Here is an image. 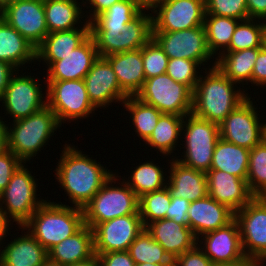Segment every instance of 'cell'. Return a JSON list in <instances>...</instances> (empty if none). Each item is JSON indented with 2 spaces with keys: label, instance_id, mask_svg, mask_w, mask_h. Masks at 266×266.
I'll return each instance as SVG.
<instances>
[{
  "label": "cell",
  "instance_id": "6da1fadb",
  "mask_svg": "<svg viewBox=\"0 0 266 266\" xmlns=\"http://www.w3.org/2000/svg\"><path fill=\"white\" fill-rule=\"evenodd\" d=\"M63 146L55 169L56 180L72 206L83 209L114 173L76 146Z\"/></svg>",
  "mask_w": 266,
  "mask_h": 266
},
{
  "label": "cell",
  "instance_id": "7a4b0ae2",
  "mask_svg": "<svg viewBox=\"0 0 266 266\" xmlns=\"http://www.w3.org/2000/svg\"><path fill=\"white\" fill-rule=\"evenodd\" d=\"M212 64V67L210 65L208 68L203 67L206 76L200 74L193 91L192 114L219 125L249 97V93L245 92L247 88L244 90L238 87L236 82L227 78L215 66V62L212 61Z\"/></svg>",
  "mask_w": 266,
  "mask_h": 266
},
{
  "label": "cell",
  "instance_id": "3957f363",
  "mask_svg": "<svg viewBox=\"0 0 266 266\" xmlns=\"http://www.w3.org/2000/svg\"><path fill=\"white\" fill-rule=\"evenodd\" d=\"M60 203L46 200L23 226H18L27 230L47 251L84 225L82 208Z\"/></svg>",
  "mask_w": 266,
  "mask_h": 266
},
{
  "label": "cell",
  "instance_id": "277c9868",
  "mask_svg": "<svg viewBox=\"0 0 266 266\" xmlns=\"http://www.w3.org/2000/svg\"><path fill=\"white\" fill-rule=\"evenodd\" d=\"M11 126L7 124L8 149L23 163L36 157L61 127L56 114L48 106L27 118L13 121Z\"/></svg>",
  "mask_w": 266,
  "mask_h": 266
},
{
  "label": "cell",
  "instance_id": "5b68a950",
  "mask_svg": "<svg viewBox=\"0 0 266 266\" xmlns=\"http://www.w3.org/2000/svg\"><path fill=\"white\" fill-rule=\"evenodd\" d=\"M117 177L120 176L115 173L83 208L84 224L91 229L120 216L140 215L139 197L124 182V177L120 179L122 185L116 182Z\"/></svg>",
  "mask_w": 266,
  "mask_h": 266
},
{
  "label": "cell",
  "instance_id": "8992f818",
  "mask_svg": "<svg viewBox=\"0 0 266 266\" xmlns=\"http://www.w3.org/2000/svg\"><path fill=\"white\" fill-rule=\"evenodd\" d=\"M182 135L185 136L181 138L185 139L182 141L184 143L180 144L185 145L181 156L184 159L179 156L174 158L187 167L207 173L216 142L220 138L219 125L189 114L184 116Z\"/></svg>",
  "mask_w": 266,
  "mask_h": 266
},
{
  "label": "cell",
  "instance_id": "52a82bcc",
  "mask_svg": "<svg viewBox=\"0 0 266 266\" xmlns=\"http://www.w3.org/2000/svg\"><path fill=\"white\" fill-rule=\"evenodd\" d=\"M135 97L161 113L179 116L192 114L193 91L166 73L146 79Z\"/></svg>",
  "mask_w": 266,
  "mask_h": 266
},
{
  "label": "cell",
  "instance_id": "ba28073f",
  "mask_svg": "<svg viewBox=\"0 0 266 266\" xmlns=\"http://www.w3.org/2000/svg\"><path fill=\"white\" fill-rule=\"evenodd\" d=\"M25 164L18 167L7 187L0 194V203L7 218L18 226H23L46 201L42 197L41 199L37 197L39 196L36 192L38 179H34L35 176Z\"/></svg>",
  "mask_w": 266,
  "mask_h": 266
},
{
  "label": "cell",
  "instance_id": "9c48e42d",
  "mask_svg": "<svg viewBox=\"0 0 266 266\" xmlns=\"http://www.w3.org/2000/svg\"><path fill=\"white\" fill-rule=\"evenodd\" d=\"M47 106L62 123L85 119L97 110L90 102L83 79L45 81Z\"/></svg>",
  "mask_w": 266,
  "mask_h": 266
},
{
  "label": "cell",
  "instance_id": "30bf717a",
  "mask_svg": "<svg viewBox=\"0 0 266 266\" xmlns=\"http://www.w3.org/2000/svg\"><path fill=\"white\" fill-rule=\"evenodd\" d=\"M251 99L249 95L219 124L220 138L249 150L266 138V122L260 123L258 108Z\"/></svg>",
  "mask_w": 266,
  "mask_h": 266
},
{
  "label": "cell",
  "instance_id": "8fae6325",
  "mask_svg": "<svg viewBox=\"0 0 266 266\" xmlns=\"http://www.w3.org/2000/svg\"><path fill=\"white\" fill-rule=\"evenodd\" d=\"M19 71L11 77L0 99L5 110L3 114L7 111L5 115H10L13 121L27 118L47 106V97L42 93L38 78L36 80V77H31V74L24 75L25 73L20 76Z\"/></svg>",
  "mask_w": 266,
  "mask_h": 266
},
{
  "label": "cell",
  "instance_id": "7c38bea8",
  "mask_svg": "<svg viewBox=\"0 0 266 266\" xmlns=\"http://www.w3.org/2000/svg\"><path fill=\"white\" fill-rule=\"evenodd\" d=\"M152 33L150 11L149 14L142 12L135 20L128 23L122 32L90 31L100 57L141 49L152 38Z\"/></svg>",
  "mask_w": 266,
  "mask_h": 266
},
{
  "label": "cell",
  "instance_id": "4fadbf2b",
  "mask_svg": "<svg viewBox=\"0 0 266 266\" xmlns=\"http://www.w3.org/2000/svg\"><path fill=\"white\" fill-rule=\"evenodd\" d=\"M244 254L266 261V197L255 196L234 213Z\"/></svg>",
  "mask_w": 266,
  "mask_h": 266
},
{
  "label": "cell",
  "instance_id": "5bb4252c",
  "mask_svg": "<svg viewBox=\"0 0 266 266\" xmlns=\"http://www.w3.org/2000/svg\"><path fill=\"white\" fill-rule=\"evenodd\" d=\"M0 17L35 48L48 34L44 0H13L0 11Z\"/></svg>",
  "mask_w": 266,
  "mask_h": 266
},
{
  "label": "cell",
  "instance_id": "9a60e30c",
  "mask_svg": "<svg viewBox=\"0 0 266 266\" xmlns=\"http://www.w3.org/2000/svg\"><path fill=\"white\" fill-rule=\"evenodd\" d=\"M152 38L169 59H188L196 61L200 66H205L213 59L207 47L204 25L175 32H153Z\"/></svg>",
  "mask_w": 266,
  "mask_h": 266
},
{
  "label": "cell",
  "instance_id": "2e32d148",
  "mask_svg": "<svg viewBox=\"0 0 266 266\" xmlns=\"http://www.w3.org/2000/svg\"><path fill=\"white\" fill-rule=\"evenodd\" d=\"M205 15V0H166L153 11V32H175L203 26Z\"/></svg>",
  "mask_w": 266,
  "mask_h": 266
},
{
  "label": "cell",
  "instance_id": "e0dca14e",
  "mask_svg": "<svg viewBox=\"0 0 266 266\" xmlns=\"http://www.w3.org/2000/svg\"><path fill=\"white\" fill-rule=\"evenodd\" d=\"M140 215H125L97 224L92 230L95 254L128 251L144 230Z\"/></svg>",
  "mask_w": 266,
  "mask_h": 266
},
{
  "label": "cell",
  "instance_id": "ac0fdd59",
  "mask_svg": "<svg viewBox=\"0 0 266 266\" xmlns=\"http://www.w3.org/2000/svg\"><path fill=\"white\" fill-rule=\"evenodd\" d=\"M88 98L95 108L123 103L128 95L120 88L112 66L105 57H98L83 79Z\"/></svg>",
  "mask_w": 266,
  "mask_h": 266
},
{
  "label": "cell",
  "instance_id": "d6986e66",
  "mask_svg": "<svg viewBox=\"0 0 266 266\" xmlns=\"http://www.w3.org/2000/svg\"><path fill=\"white\" fill-rule=\"evenodd\" d=\"M200 237L201 239H197V245L214 266L234 262L246 256L242 247L239 226L235 219L226 226Z\"/></svg>",
  "mask_w": 266,
  "mask_h": 266
},
{
  "label": "cell",
  "instance_id": "ffe728a7",
  "mask_svg": "<svg viewBox=\"0 0 266 266\" xmlns=\"http://www.w3.org/2000/svg\"><path fill=\"white\" fill-rule=\"evenodd\" d=\"M99 54L95 41L90 35L80 46L72 50L63 59L47 67L44 81H65L84 79Z\"/></svg>",
  "mask_w": 266,
  "mask_h": 266
},
{
  "label": "cell",
  "instance_id": "44dd1931",
  "mask_svg": "<svg viewBox=\"0 0 266 266\" xmlns=\"http://www.w3.org/2000/svg\"><path fill=\"white\" fill-rule=\"evenodd\" d=\"M208 195L226 205L234 213L246 206L255 196L247 181L225 171L209 170L206 173Z\"/></svg>",
  "mask_w": 266,
  "mask_h": 266
},
{
  "label": "cell",
  "instance_id": "7402d4cb",
  "mask_svg": "<svg viewBox=\"0 0 266 266\" xmlns=\"http://www.w3.org/2000/svg\"><path fill=\"white\" fill-rule=\"evenodd\" d=\"M234 219V212L226 205L218 203L207 195L206 197L190 202L188 209V226L196 239L200 235L226 226Z\"/></svg>",
  "mask_w": 266,
  "mask_h": 266
},
{
  "label": "cell",
  "instance_id": "603a6c76",
  "mask_svg": "<svg viewBox=\"0 0 266 266\" xmlns=\"http://www.w3.org/2000/svg\"><path fill=\"white\" fill-rule=\"evenodd\" d=\"M145 229L173 261L197 244V239L188 224H178L172 219L154 221Z\"/></svg>",
  "mask_w": 266,
  "mask_h": 266
},
{
  "label": "cell",
  "instance_id": "cb8c5ba5",
  "mask_svg": "<svg viewBox=\"0 0 266 266\" xmlns=\"http://www.w3.org/2000/svg\"><path fill=\"white\" fill-rule=\"evenodd\" d=\"M167 188L171 197L187 199L189 202L202 199L208 195L207 176L205 172L195 170L171 158Z\"/></svg>",
  "mask_w": 266,
  "mask_h": 266
},
{
  "label": "cell",
  "instance_id": "d4e9b609",
  "mask_svg": "<svg viewBox=\"0 0 266 266\" xmlns=\"http://www.w3.org/2000/svg\"><path fill=\"white\" fill-rule=\"evenodd\" d=\"M94 256L93 230L85 224L48 251V259L63 266L87 261Z\"/></svg>",
  "mask_w": 266,
  "mask_h": 266
},
{
  "label": "cell",
  "instance_id": "484cf974",
  "mask_svg": "<svg viewBox=\"0 0 266 266\" xmlns=\"http://www.w3.org/2000/svg\"><path fill=\"white\" fill-rule=\"evenodd\" d=\"M105 58L117 76L120 88L128 96H136L146 80L143 68L142 48L114 53Z\"/></svg>",
  "mask_w": 266,
  "mask_h": 266
},
{
  "label": "cell",
  "instance_id": "4316f807",
  "mask_svg": "<svg viewBox=\"0 0 266 266\" xmlns=\"http://www.w3.org/2000/svg\"><path fill=\"white\" fill-rule=\"evenodd\" d=\"M90 36V28H74L66 31L48 33L36 48V60L50 66L53 62L80 46Z\"/></svg>",
  "mask_w": 266,
  "mask_h": 266
},
{
  "label": "cell",
  "instance_id": "83f0119b",
  "mask_svg": "<svg viewBox=\"0 0 266 266\" xmlns=\"http://www.w3.org/2000/svg\"><path fill=\"white\" fill-rule=\"evenodd\" d=\"M25 233L1 247L0 266H41L48 259V251L28 231Z\"/></svg>",
  "mask_w": 266,
  "mask_h": 266
},
{
  "label": "cell",
  "instance_id": "f1b7e54d",
  "mask_svg": "<svg viewBox=\"0 0 266 266\" xmlns=\"http://www.w3.org/2000/svg\"><path fill=\"white\" fill-rule=\"evenodd\" d=\"M0 60L17 70L36 62V48L0 17ZM22 66V67H20Z\"/></svg>",
  "mask_w": 266,
  "mask_h": 266
},
{
  "label": "cell",
  "instance_id": "f546056e",
  "mask_svg": "<svg viewBox=\"0 0 266 266\" xmlns=\"http://www.w3.org/2000/svg\"><path fill=\"white\" fill-rule=\"evenodd\" d=\"M83 1L84 0L81 2L74 0H44L48 33L66 31L74 28H90L89 22L85 20H83L84 22L81 21L83 17L85 18V13L82 11ZM80 22L84 23L83 27H80Z\"/></svg>",
  "mask_w": 266,
  "mask_h": 266
},
{
  "label": "cell",
  "instance_id": "4dcf8cb0",
  "mask_svg": "<svg viewBox=\"0 0 266 266\" xmlns=\"http://www.w3.org/2000/svg\"><path fill=\"white\" fill-rule=\"evenodd\" d=\"M261 48L222 52L215 58V66L231 81L240 84V86L242 84V87H244L243 84L251 83L254 64Z\"/></svg>",
  "mask_w": 266,
  "mask_h": 266
},
{
  "label": "cell",
  "instance_id": "1f68e13d",
  "mask_svg": "<svg viewBox=\"0 0 266 266\" xmlns=\"http://www.w3.org/2000/svg\"><path fill=\"white\" fill-rule=\"evenodd\" d=\"M250 150L219 138L216 142L210 170L225 171L247 179Z\"/></svg>",
  "mask_w": 266,
  "mask_h": 266
},
{
  "label": "cell",
  "instance_id": "d6a6232c",
  "mask_svg": "<svg viewBox=\"0 0 266 266\" xmlns=\"http://www.w3.org/2000/svg\"><path fill=\"white\" fill-rule=\"evenodd\" d=\"M143 11L135 0H120L90 21V31L122 32Z\"/></svg>",
  "mask_w": 266,
  "mask_h": 266
},
{
  "label": "cell",
  "instance_id": "836d02e7",
  "mask_svg": "<svg viewBox=\"0 0 266 266\" xmlns=\"http://www.w3.org/2000/svg\"><path fill=\"white\" fill-rule=\"evenodd\" d=\"M183 121L184 116L163 113L145 143L158 150L163 156L171 155V153L173 155L179 138H182Z\"/></svg>",
  "mask_w": 266,
  "mask_h": 266
},
{
  "label": "cell",
  "instance_id": "e575fe53",
  "mask_svg": "<svg viewBox=\"0 0 266 266\" xmlns=\"http://www.w3.org/2000/svg\"><path fill=\"white\" fill-rule=\"evenodd\" d=\"M155 164L153 161H148L140 163L134 170L131 171V176L126 178L124 181L138 197L142 195L161 190L167 186L168 178H165L168 175L164 170ZM130 179V180H129Z\"/></svg>",
  "mask_w": 266,
  "mask_h": 266
},
{
  "label": "cell",
  "instance_id": "d590c367",
  "mask_svg": "<svg viewBox=\"0 0 266 266\" xmlns=\"http://www.w3.org/2000/svg\"><path fill=\"white\" fill-rule=\"evenodd\" d=\"M239 21V19L230 17L205 15L206 43L213 58L216 54H222L229 47L232 35Z\"/></svg>",
  "mask_w": 266,
  "mask_h": 266
},
{
  "label": "cell",
  "instance_id": "8d00e7d4",
  "mask_svg": "<svg viewBox=\"0 0 266 266\" xmlns=\"http://www.w3.org/2000/svg\"><path fill=\"white\" fill-rule=\"evenodd\" d=\"M121 105L131 114L129 116L132 118L131 123L135 127L134 132L145 142L152 134L163 113L155 107L140 101L135 96H128Z\"/></svg>",
  "mask_w": 266,
  "mask_h": 266
},
{
  "label": "cell",
  "instance_id": "74e56055",
  "mask_svg": "<svg viewBox=\"0 0 266 266\" xmlns=\"http://www.w3.org/2000/svg\"><path fill=\"white\" fill-rule=\"evenodd\" d=\"M248 18L240 20L232 35L229 47L224 52H234L266 44V21ZM265 22V23H264Z\"/></svg>",
  "mask_w": 266,
  "mask_h": 266
},
{
  "label": "cell",
  "instance_id": "f35d334b",
  "mask_svg": "<svg viewBox=\"0 0 266 266\" xmlns=\"http://www.w3.org/2000/svg\"><path fill=\"white\" fill-rule=\"evenodd\" d=\"M128 253L135 264L173 265L164 248L144 229L129 246Z\"/></svg>",
  "mask_w": 266,
  "mask_h": 266
},
{
  "label": "cell",
  "instance_id": "ab89813d",
  "mask_svg": "<svg viewBox=\"0 0 266 266\" xmlns=\"http://www.w3.org/2000/svg\"><path fill=\"white\" fill-rule=\"evenodd\" d=\"M246 181L254 196L266 197V138L250 150Z\"/></svg>",
  "mask_w": 266,
  "mask_h": 266
},
{
  "label": "cell",
  "instance_id": "60d3db41",
  "mask_svg": "<svg viewBox=\"0 0 266 266\" xmlns=\"http://www.w3.org/2000/svg\"><path fill=\"white\" fill-rule=\"evenodd\" d=\"M171 199L167 186L139 197V214L144 228L149 223L167 218V210L170 207Z\"/></svg>",
  "mask_w": 266,
  "mask_h": 266
},
{
  "label": "cell",
  "instance_id": "b9f144b4",
  "mask_svg": "<svg viewBox=\"0 0 266 266\" xmlns=\"http://www.w3.org/2000/svg\"><path fill=\"white\" fill-rule=\"evenodd\" d=\"M142 59L146 79L166 73L169 57L153 38L142 47Z\"/></svg>",
  "mask_w": 266,
  "mask_h": 266
},
{
  "label": "cell",
  "instance_id": "7bdbcfd3",
  "mask_svg": "<svg viewBox=\"0 0 266 266\" xmlns=\"http://www.w3.org/2000/svg\"><path fill=\"white\" fill-rule=\"evenodd\" d=\"M196 61L188 59H169L166 74L174 81L187 85L192 91L195 90L202 69ZM201 69V72H199ZM199 73V74H198Z\"/></svg>",
  "mask_w": 266,
  "mask_h": 266
},
{
  "label": "cell",
  "instance_id": "ee69618b",
  "mask_svg": "<svg viewBox=\"0 0 266 266\" xmlns=\"http://www.w3.org/2000/svg\"><path fill=\"white\" fill-rule=\"evenodd\" d=\"M206 15L230 17L239 20L249 18L246 0H205Z\"/></svg>",
  "mask_w": 266,
  "mask_h": 266
},
{
  "label": "cell",
  "instance_id": "f6af8a7d",
  "mask_svg": "<svg viewBox=\"0 0 266 266\" xmlns=\"http://www.w3.org/2000/svg\"><path fill=\"white\" fill-rule=\"evenodd\" d=\"M24 164L9 149L0 154V194L7 187L13 173Z\"/></svg>",
  "mask_w": 266,
  "mask_h": 266
},
{
  "label": "cell",
  "instance_id": "bcb514c9",
  "mask_svg": "<svg viewBox=\"0 0 266 266\" xmlns=\"http://www.w3.org/2000/svg\"><path fill=\"white\" fill-rule=\"evenodd\" d=\"M173 266H214L211 260L205 255L204 251L195 245L191 250L179 255L174 261Z\"/></svg>",
  "mask_w": 266,
  "mask_h": 266
},
{
  "label": "cell",
  "instance_id": "7dc6e473",
  "mask_svg": "<svg viewBox=\"0 0 266 266\" xmlns=\"http://www.w3.org/2000/svg\"><path fill=\"white\" fill-rule=\"evenodd\" d=\"M190 202L187 199L172 197L170 207L167 210V218L178 224H188V209Z\"/></svg>",
  "mask_w": 266,
  "mask_h": 266
},
{
  "label": "cell",
  "instance_id": "c3c4849f",
  "mask_svg": "<svg viewBox=\"0 0 266 266\" xmlns=\"http://www.w3.org/2000/svg\"><path fill=\"white\" fill-rule=\"evenodd\" d=\"M101 266H136L128 251L95 254Z\"/></svg>",
  "mask_w": 266,
  "mask_h": 266
},
{
  "label": "cell",
  "instance_id": "681fc988",
  "mask_svg": "<svg viewBox=\"0 0 266 266\" xmlns=\"http://www.w3.org/2000/svg\"><path fill=\"white\" fill-rule=\"evenodd\" d=\"M251 84L266 87V44L259 50L252 71Z\"/></svg>",
  "mask_w": 266,
  "mask_h": 266
},
{
  "label": "cell",
  "instance_id": "f907efd6",
  "mask_svg": "<svg viewBox=\"0 0 266 266\" xmlns=\"http://www.w3.org/2000/svg\"><path fill=\"white\" fill-rule=\"evenodd\" d=\"M119 1L120 0H85V1H83L84 2L83 7H87L86 9H89L88 6L90 7L89 16H88V14H86L87 17H85V20L87 22L92 21L96 16L103 13L105 10H107L113 4H115ZM85 4H87V5L89 4V5L87 6ZM86 18H88V19H86Z\"/></svg>",
  "mask_w": 266,
  "mask_h": 266
},
{
  "label": "cell",
  "instance_id": "816d5d0a",
  "mask_svg": "<svg viewBox=\"0 0 266 266\" xmlns=\"http://www.w3.org/2000/svg\"><path fill=\"white\" fill-rule=\"evenodd\" d=\"M246 3L249 18L266 21V0H246Z\"/></svg>",
  "mask_w": 266,
  "mask_h": 266
},
{
  "label": "cell",
  "instance_id": "f5cc1de1",
  "mask_svg": "<svg viewBox=\"0 0 266 266\" xmlns=\"http://www.w3.org/2000/svg\"><path fill=\"white\" fill-rule=\"evenodd\" d=\"M17 71L18 70L9 63L0 60V99L3 97L11 77Z\"/></svg>",
  "mask_w": 266,
  "mask_h": 266
},
{
  "label": "cell",
  "instance_id": "db71d44e",
  "mask_svg": "<svg viewBox=\"0 0 266 266\" xmlns=\"http://www.w3.org/2000/svg\"><path fill=\"white\" fill-rule=\"evenodd\" d=\"M264 262L266 261L259 258L244 256L237 261L230 263H222L215 266H263Z\"/></svg>",
  "mask_w": 266,
  "mask_h": 266
},
{
  "label": "cell",
  "instance_id": "11a10c76",
  "mask_svg": "<svg viewBox=\"0 0 266 266\" xmlns=\"http://www.w3.org/2000/svg\"><path fill=\"white\" fill-rule=\"evenodd\" d=\"M166 0H135L136 5L143 11L147 12L150 10L151 13ZM147 10V11H146Z\"/></svg>",
  "mask_w": 266,
  "mask_h": 266
},
{
  "label": "cell",
  "instance_id": "9f6ffc18",
  "mask_svg": "<svg viewBox=\"0 0 266 266\" xmlns=\"http://www.w3.org/2000/svg\"><path fill=\"white\" fill-rule=\"evenodd\" d=\"M0 116V154L8 150V139H7V124L3 121V117Z\"/></svg>",
  "mask_w": 266,
  "mask_h": 266
},
{
  "label": "cell",
  "instance_id": "6f0895ef",
  "mask_svg": "<svg viewBox=\"0 0 266 266\" xmlns=\"http://www.w3.org/2000/svg\"><path fill=\"white\" fill-rule=\"evenodd\" d=\"M10 222L11 221L7 218V216L5 214V210L2 208V205L0 203V233L4 237H7V234L9 233L8 231H10L9 230L10 229L9 225L11 226Z\"/></svg>",
  "mask_w": 266,
  "mask_h": 266
},
{
  "label": "cell",
  "instance_id": "680465c9",
  "mask_svg": "<svg viewBox=\"0 0 266 266\" xmlns=\"http://www.w3.org/2000/svg\"><path fill=\"white\" fill-rule=\"evenodd\" d=\"M68 266H101V265H100L99 258L97 257V255H95L94 257L90 258L87 261L75 263V264L68 265Z\"/></svg>",
  "mask_w": 266,
  "mask_h": 266
},
{
  "label": "cell",
  "instance_id": "91938a15",
  "mask_svg": "<svg viewBox=\"0 0 266 266\" xmlns=\"http://www.w3.org/2000/svg\"><path fill=\"white\" fill-rule=\"evenodd\" d=\"M41 266H63L56 262H52L51 260L47 259Z\"/></svg>",
  "mask_w": 266,
  "mask_h": 266
},
{
  "label": "cell",
  "instance_id": "94428289",
  "mask_svg": "<svg viewBox=\"0 0 266 266\" xmlns=\"http://www.w3.org/2000/svg\"><path fill=\"white\" fill-rule=\"evenodd\" d=\"M13 0H0V11L8 4H10Z\"/></svg>",
  "mask_w": 266,
  "mask_h": 266
},
{
  "label": "cell",
  "instance_id": "6125c7cd",
  "mask_svg": "<svg viewBox=\"0 0 266 266\" xmlns=\"http://www.w3.org/2000/svg\"><path fill=\"white\" fill-rule=\"evenodd\" d=\"M136 266H173V265H159V264H152V263H142V264H136Z\"/></svg>",
  "mask_w": 266,
  "mask_h": 266
},
{
  "label": "cell",
  "instance_id": "be15d7a7",
  "mask_svg": "<svg viewBox=\"0 0 266 266\" xmlns=\"http://www.w3.org/2000/svg\"><path fill=\"white\" fill-rule=\"evenodd\" d=\"M4 241H5V237L0 233V247H1V245L4 244ZM1 253H2V249H0V256H1Z\"/></svg>",
  "mask_w": 266,
  "mask_h": 266
}]
</instances>
